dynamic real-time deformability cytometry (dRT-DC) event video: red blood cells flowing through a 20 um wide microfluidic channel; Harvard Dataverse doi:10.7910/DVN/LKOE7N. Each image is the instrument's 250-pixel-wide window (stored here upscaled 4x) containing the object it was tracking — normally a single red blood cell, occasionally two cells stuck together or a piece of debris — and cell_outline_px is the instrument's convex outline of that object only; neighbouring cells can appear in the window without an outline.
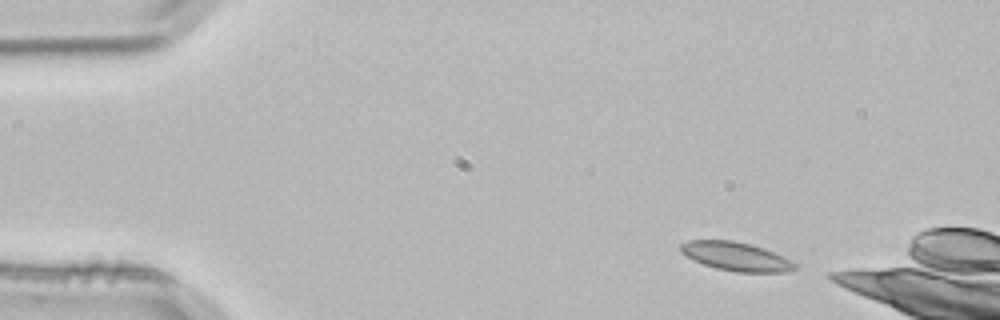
{"species": "common noctule bat (a hibernating species)", "species_latin": "Nyctalus noctula", "temperature_condition": "room temperature", "stored_images_in_passage": 2, "camera_frame_rate_fps": 3000, "um_per_image_px": 0.085, "animal": {"sex": "male", "body_mass_g": 21.5, "forearm_length_mm": 52.0}, "frame": {"image": 1, "passage_image": 1, "time_ms": 0.0, "image_size_px": [1000, 320], "cell_outline_px": [[800, 264], [796, 268], [784, 272], [736, 272], [716, 268], [704, 264], [680, 252], [680, 244], [688, 240], [732, 240], [764, 248], [792, 260]], "centroid_in_image_um": [62.6, 21.8], "position_along_channel_um": 22.4, "area_um2": 19.02}}